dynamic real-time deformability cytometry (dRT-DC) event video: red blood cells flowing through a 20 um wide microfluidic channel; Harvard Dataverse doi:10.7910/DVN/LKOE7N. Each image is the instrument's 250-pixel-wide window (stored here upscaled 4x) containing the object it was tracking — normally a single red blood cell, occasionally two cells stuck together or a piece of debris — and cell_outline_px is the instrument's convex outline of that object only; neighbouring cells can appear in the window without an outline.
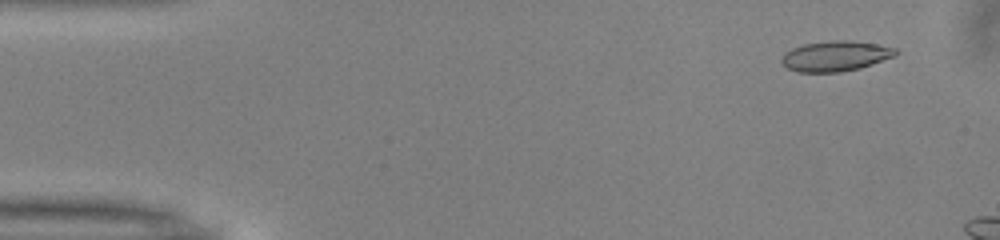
{"species": "common noctule bat (a hibernating species)", "species_latin": "Nyctalus noctula", "temperature_condition": "warm", "stored_images_in_passage": 10, "camera_frame_rate_fps": 3000, "um_per_image_px": 0.085, "animal": {"sex": "male", "body_mass_g": 13.0, "forearm_length_mm": 53.1}, "frame": {"image": 1, "passage_image": 4, "time_ms": 1.0, "image_size_px": [1000, 240], "cell_outline_px": [[900, 52], [896, 56], [860, 68], [840, 72], [796, 72], [788, 68], [780, 60], [784, 52], [792, 48], [804, 44], [832, 40], [848, 40], [876, 44], [896, 48]], "centroid_in_image_um": [71.03, 4.76], "position_along_channel_um": 14.0, "area_um2": 20.23}}